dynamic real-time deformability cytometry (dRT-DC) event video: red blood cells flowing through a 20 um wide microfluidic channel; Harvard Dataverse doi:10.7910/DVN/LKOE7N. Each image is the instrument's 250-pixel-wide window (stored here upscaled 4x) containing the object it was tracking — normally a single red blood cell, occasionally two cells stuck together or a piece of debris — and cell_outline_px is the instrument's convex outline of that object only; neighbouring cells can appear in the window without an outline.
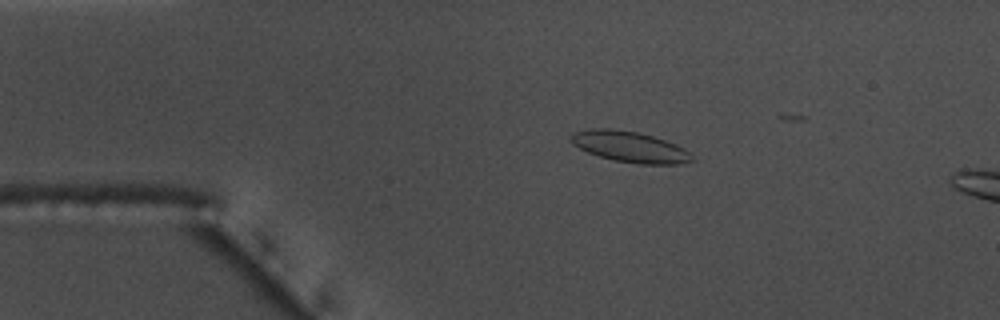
{"species": "common noctule bat (a hibernating species)", "species_latin": "Nyctalus noctula", "temperature_condition": "warm", "stored_images_in_passage": 11, "camera_frame_rate_fps": 3000, "um_per_image_px": 0.085, "animal": {"sex": "male", "body_mass_g": 17.5, "forearm_length_mm": 52.3}, "frame": {"image": 1, "passage_image": 7, "time_ms": 2.0, "image_size_px": [1000, 320], "cell_outline_px": [[696, 160], [680, 164], [640, 164], [612, 160], [588, 152], [572, 144], [568, 140], [568, 136], [572, 132], [592, 128], [608, 128], [640, 132], [676, 144], [684, 148]], "centroid_in_image_um": [53.5, 12.47], "position_along_channel_um": 31.5, "area_um2": 21.96}}